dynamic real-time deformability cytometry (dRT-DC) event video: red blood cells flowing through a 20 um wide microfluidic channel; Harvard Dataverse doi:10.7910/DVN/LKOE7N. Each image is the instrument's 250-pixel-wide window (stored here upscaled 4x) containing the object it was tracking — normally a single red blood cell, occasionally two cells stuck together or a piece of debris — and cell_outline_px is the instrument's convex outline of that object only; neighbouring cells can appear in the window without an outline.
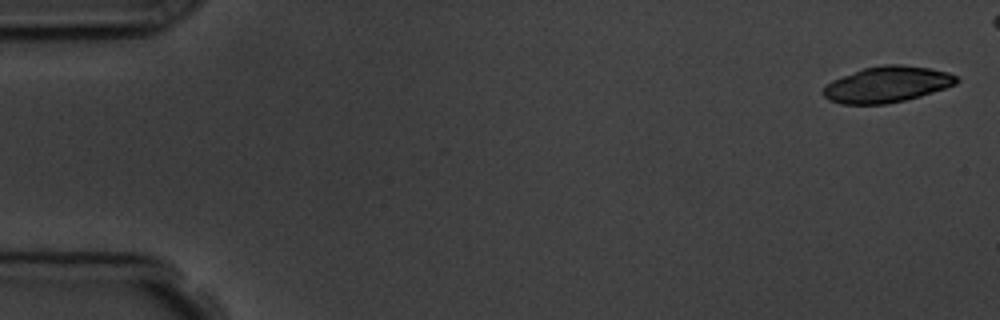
{"species": "common noctule bat (a hibernating species)", "species_latin": "Nyctalus noctula", "temperature_condition": "room temperature", "stored_images_in_passage": 6, "camera_frame_rate_fps": 3000, "um_per_image_px": 0.085, "animal": {"sex": "male", "body_mass_g": 19.5, "forearm_length_mm": 54.6}, "frame": {"image": 1, "passage_image": 1, "time_ms": 0.0, "image_size_px": [1000, 320], "cell_outline_px": [[960, 80], [956, 84], [920, 96], [904, 100], [884, 104], [840, 104], [828, 100], [820, 92], [832, 80], [864, 68], [884, 64], [900, 64], [928, 68], [948, 72], [956, 76]], "centroid_in_image_um": [75.38, 7.18], "position_along_channel_um": 9.6, "area_um2": 27.8}}